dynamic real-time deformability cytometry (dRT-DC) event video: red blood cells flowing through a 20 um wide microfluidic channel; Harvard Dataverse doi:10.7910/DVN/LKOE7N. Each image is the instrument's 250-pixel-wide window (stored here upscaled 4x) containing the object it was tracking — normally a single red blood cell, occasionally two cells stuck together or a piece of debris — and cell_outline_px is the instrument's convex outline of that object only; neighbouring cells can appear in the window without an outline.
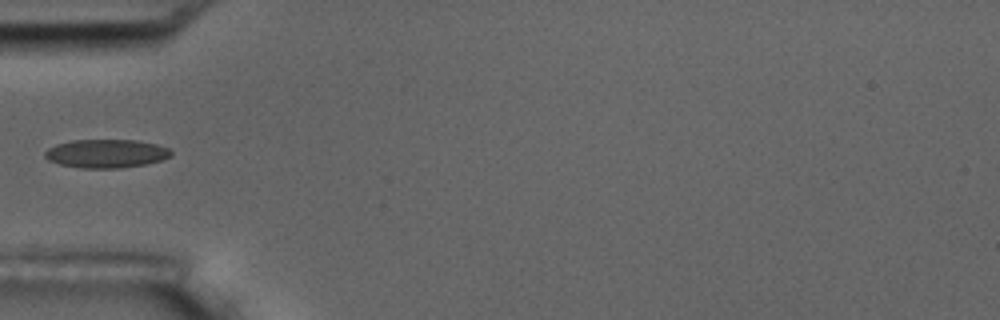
{"species": "common noctule bat (a hibernating species)", "species_latin": "Nyctalus noctula", "temperature_condition": "room temperature", "stored_images_in_passage": 16, "camera_frame_rate_fps": 3000, "um_per_image_px": 0.085, "animal": {"sex": "male", "body_mass_g": 17.5, "forearm_length_mm": 52.3}, "frame": {"image": 1, "passage_image": 5, "time_ms": 4.667, "image_size_px": [1000, 320], "cell_outline_px": [[172, 152], [168, 156], [160, 160], [144, 164], [120, 168], [80, 168], [60, 164], [48, 160], [44, 156], [44, 152], [48, 148], [56, 144], [72, 140], [136, 140], [156, 144], [168, 148]], "centroid_in_image_um": [8.98, 13.05], "position_along_channel_um": 76.0, "area_um2": 20.81}}
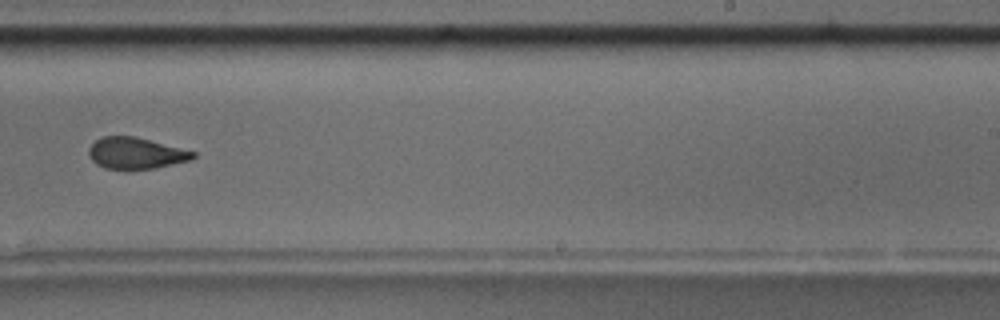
{"frame": {"image": 2, "passage_image": 10, "time_ms": 10.333, "image_size_px": [1000, 320], "cell_outline_px": [[196, 156], [192, 160], [156, 168], [104, 168], [96, 164], [88, 156], [88, 148], [100, 136], [136, 136], [196, 152]], "centroid_in_image_um": [11.54, 13.01], "position_along_channel_um": 277.5, "area_um2": 19.07}, "authors_computed_cell_mechanics": {"area_um2": 20.3745, "velocity_mm_per_s": 3.564, "shape_relaxation_time_tau1_ms": null, "shape_relaxation_time_tau2_ms": 1.6469, "deformation_change_tau1": null, "deformation_change_tau2": 0.0832}}